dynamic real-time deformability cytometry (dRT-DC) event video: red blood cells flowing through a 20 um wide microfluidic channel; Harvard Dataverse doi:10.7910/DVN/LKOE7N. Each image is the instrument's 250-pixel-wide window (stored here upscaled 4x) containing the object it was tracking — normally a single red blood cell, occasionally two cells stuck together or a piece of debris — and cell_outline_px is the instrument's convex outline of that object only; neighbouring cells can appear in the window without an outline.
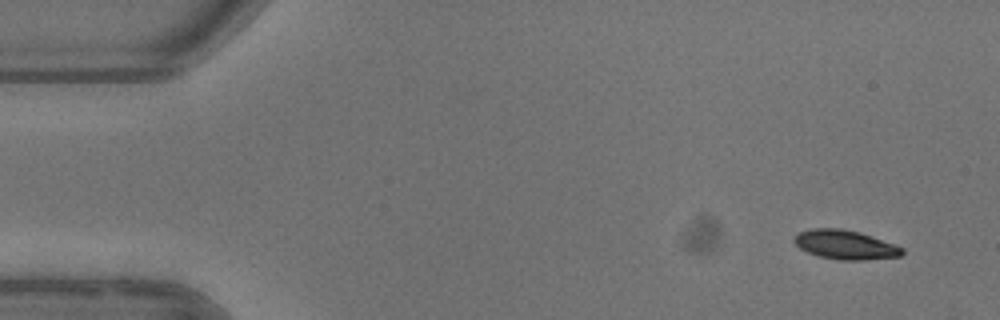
{"species": "common noctule bat (a hibernating species)", "species_latin": "Nyctalus noctula", "temperature_condition": "warm", "stored_images_in_passage": 6, "camera_frame_rate_fps": 3000, "um_per_image_px": 0.085, "animal": {"sex": "female"}, "frame": {"image": 1, "passage_image": 1, "time_ms": 0.0, "image_size_px": [1000, 320], "cell_outline_px": [[904, 252], [900, 256], [864, 260], [840, 260], [820, 256], [808, 252], [800, 248], [792, 240], [800, 232], [812, 228], [840, 228], [860, 232], [896, 244], [904, 248]], "centroid_in_image_um": [71.88, 20.8], "position_along_channel_um": 13.1, "area_um2": 18.32}}
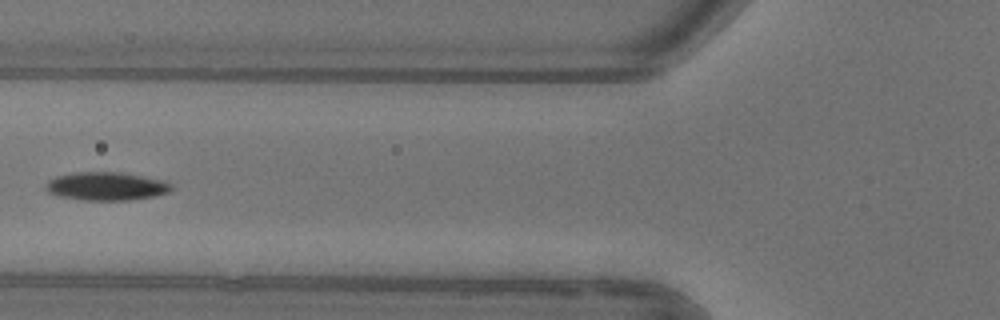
{"frame": {"image": 2, "passage_image": 5, "time_ms": 5.667, "image_size_px": [1000, 320], "cell_outline_px": [[172, 188], [168, 192], [156, 196], [132, 200], [84, 200], [60, 196], [48, 192], [48, 180], [56, 176], [76, 172], [120, 172], [164, 180], [172, 184]], "centroid_in_image_um": [9.09, 15.83], "position_along_channel_um": 116.7, "area_um2": 20.58}}
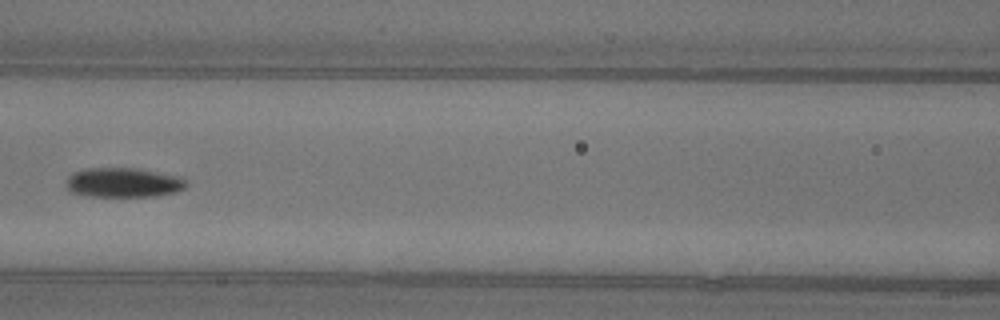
{"frame": {"image": 3, "passage_image": 6, "time_ms": 6.667, "image_size_px": [1000, 320], "cell_outline_px": [[188, 184], [184, 188], [176, 192], [156, 196], [88, 196], [72, 192], [64, 184], [68, 176], [72, 172], [88, 168], [140, 168], [180, 176]], "centroid_in_image_um": [10.48, 15.51], "position_along_channel_um": 156.1, "area_um2": 20.87}}